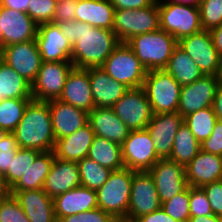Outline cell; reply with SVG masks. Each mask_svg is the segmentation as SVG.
<instances>
[{"label": "cell", "mask_w": 222, "mask_h": 222, "mask_svg": "<svg viewBox=\"0 0 222 222\" xmlns=\"http://www.w3.org/2000/svg\"><path fill=\"white\" fill-rule=\"evenodd\" d=\"M218 79H219V82L222 83V57H221L220 70L218 73Z\"/></svg>", "instance_id": "cell-59"}, {"label": "cell", "mask_w": 222, "mask_h": 222, "mask_svg": "<svg viewBox=\"0 0 222 222\" xmlns=\"http://www.w3.org/2000/svg\"><path fill=\"white\" fill-rule=\"evenodd\" d=\"M41 152L35 149L19 148L10 163V169L4 175L6 185L11 189L33 165L34 160Z\"/></svg>", "instance_id": "cell-38"}, {"label": "cell", "mask_w": 222, "mask_h": 222, "mask_svg": "<svg viewBox=\"0 0 222 222\" xmlns=\"http://www.w3.org/2000/svg\"><path fill=\"white\" fill-rule=\"evenodd\" d=\"M181 87L165 69L147 71L143 88L153 114L178 112Z\"/></svg>", "instance_id": "cell-5"}, {"label": "cell", "mask_w": 222, "mask_h": 222, "mask_svg": "<svg viewBox=\"0 0 222 222\" xmlns=\"http://www.w3.org/2000/svg\"><path fill=\"white\" fill-rule=\"evenodd\" d=\"M56 3V0H30L26 13L37 25L49 23L54 18Z\"/></svg>", "instance_id": "cell-41"}, {"label": "cell", "mask_w": 222, "mask_h": 222, "mask_svg": "<svg viewBox=\"0 0 222 222\" xmlns=\"http://www.w3.org/2000/svg\"><path fill=\"white\" fill-rule=\"evenodd\" d=\"M216 121L217 118L213 107H207L183 117V123L189 128L200 144L210 137Z\"/></svg>", "instance_id": "cell-35"}, {"label": "cell", "mask_w": 222, "mask_h": 222, "mask_svg": "<svg viewBox=\"0 0 222 222\" xmlns=\"http://www.w3.org/2000/svg\"><path fill=\"white\" fill-rule=\"evenodd\" d=\"M111 222H133L127 218H114Z\"/></svg>", "instance_id": "cell-58"}, {"label": "cell", "mask_w": 222, "mask_h": 222, "mask_svg": "<svg viewBox=\"0 0 222 222\" xmlns=\"http://www.w3.org/2000/svg\"><path fill=\"white\" fill-rule=\"evenodd\" d=\"M189 222H219V216L216 215L190 216Z\"/></svg>", "instance_id": "cell-54"}, {"label": "cell", "mask_w": 222, "mask_h": 222, "mask_svg": "<svg viewBox=\"0 0 222 222\" xmlns=\"http://www.w3.org/2000/svg\"><path fill=\"white\" fill-rule=\"evenodd\" d=\"M30 0H0V5L17 10L26 12Z\"/></svg>", "instance_id": "cell-51"}, {"label": "cell", "mask_w": 222, "mask_h": 222, "mask_svg": "<svg viewBox=\"0 0 222 222\" xmlns=\"http://www.w3.org/2000/svg\"><path fill=\"white\" fill-rule=\"evenodd\" d=\"M73 67L72 62H42L35 80L31 83L33 100L47 102L59 99Z\"/></svg>", "instance_id": "cell-11"}, {"label": "cell", "mask_w": 222, "mask_h": 222, "mask_svg": "<svg viewBox=\"0 0 222 222\" xmlns=\"http://www.w3.org/2000/svg\"><path fill=\"white\" fill-rule=\"evenodd\" d=\"M59 26L72 44L70 59L77 68L101 67L120 43L112 30L92 27L77 20L59 23Z\"/></svg>", "instance_id": "cell-1"}, {"label": "cell", "mask_w": 222, "mask_h": 222, "mask_svg": "<svg viewBox=\"0 0 222 222\" xmlns=\"http://www.w3.org/2000/svg\"><path fill=\"white\" fill-rule=\"evenodd\" d=\"M42 62H71L72 44L63 35L59 24L38 25L35 38Z\"/></svg>", "instance_id": "cell-18"}, {"label": "cell", "mask_w": 222, "mask_h": 222, "mask_svg": "<svg viewBox=\"0 0 222 222\" xmlns=\"http://www.w3.org/2000/svg\"><path fill=\"white\" fill-rule=\"evenodd\" d=\"M114 10L139 9L153 5L157 0H110Z\"/></svg>", "instance_id": "cell-49"}, {"label": "cell", "mask_w": 222, "mask_h": 222, "mask_svg": "<svg viewBox=\"0 0 222 222\" xmlns=\"http://www.w3.org/2000/svg\"><path fill=\"white\" fill-rule=\"evenodd\" d=\"M178 46L197 64L203 75H218L221 56L213 45L209 31L202 30L178 41Z\"/></svg>", "instance_id": "cell-12"}, {"label": "cell", "mask_w": 222, "mask_h": 222, "mask_svg": "<svg viewBox=\"0 0 222 222\" xmlns=\"http://www.w3.org/2000/svg\"><path fill=\"white\" fill-rule=\"evenodd\" d=\"M56 219L98 208L97 192L78 186L53 198Z\"/></svg>", "instance_id": "cell-25"}, {"label": "cell", "mask_w": 222, "mask_h": 222, "mask_svg": "<svg viewBox=\"0 0 222 222\" xmlns=\"http://www.w3.org/2000/svg\"><path fill=\"white\" fill-rule=\"evenodd\" d=\"M19 202L30 222H57L53 198L43 189L10 192Z\"/></svg>", "instance_id": "cell-27"}, {"label": "cell", "mask_w": 222, "mask_h": 222, "mask_svg": "<svg viewBox=\"0 0 222 222\" xmlns=\"http://www.w3.org/2000/svg\"><path fill=\"white\" fill-rule=\"evenodd\" d=\"M81 186L97 191L107 181L112 170L85 157L77 161Z\"/></svg>", "instance_id": "cell-36"}, {"label": "cell", "mask_w": 222, "mask_h": 222, "mask_svg": "<svg viewBox=\"0 0 222 222\" xmlns=\"http://www.w3.org/2000/svg\"><path fill=\"white\" fill-rule=\"evenodd\" d=\"M8 133H9L8 131L0 128V144H1L2 140L4 139V137H6V135Z\"/></svg>", "instance_id": "cell-57"}, {"label": "cell", "mask_w": 222, "mask_h": 222, "mask_svg": "<svg viewBox=\"0 0 222 222\" xmlns=\"http://www.w3.org/2000/svg\"><path fill=\"white\" fill-rule=\"evenodd\" d=\"M47 102L49 103L55 140L73 134L89 123L88 112L58 99Z\"/></svg>", "instance_id": "cell-20"}, {"label": "cell", "mask_w": 222, "mask_h": 222, "mask_svg": "<svg viewBox=\"0 0 222 222\" xmlns=\"http://www.w3.org/2000/svg\"><path fill=\"white\" fill-rule=\"evenodd\" d=\"M87 157L112 171L124 168L121 145L102 137L94 136Z\"/></svg>", "instance_id": "cell-33"}, {"label": "cell", "mask_w": 222, "mask_h": 222, "mask_svg": "<svg viewBox=\"0 0 222 222\" xmlns=\"http://www.w3.org/2000/svg\"><path fill=\"white\" fill-rule=\"evenodd\" d=\"M179 4L189 5V6H199L201 0H167Z\"/></svg>", "instance_id": "cell-56"}, {"label": "cell", "mask_w": 222, "mask_h": 222, "mask_svg": "<svg viewBox=\"0 0 222 222\" xmlns=\"http://www.w3.org/2000/svg\"><path fill=\"white\" fill-rule=\"evenodd\" d=\"M33 99H3L0 102V128L12 133L22 119L26 106Z\"/></svg>", "instance_id": "cell-37"}, {"label": "cell", "mask_w": 222, "mask_h": 222, "mask_svg": "<svg viewBox=\"0 0 222 222\" xmlns=\"http://www.w3.org/2000/svg\"><path fill=\"white\" fill-rule=\"evenodd\" d=\"M212 107L216 118L222 120V83L217 88Z\"/></svg>", "instance_id": "cell-52"}, {"label": "cell", "mask_w": 222, "mask_h": 222, "mask_svg": "<svg viewBox=\"0 0 222 222\" xmlns=\"http://www.w3.org/2000/svg\"><path fill=\"white\" fill-rule=\"evenodd\" d=\"M198 7L203 30L210 31L222 25V0H201Z\"/></svg>", "instance_id": "cell-40"}, {"label": "cell", "mask_w": 222, "mask_h": 222, "mask_svg": "<svg viewBox=\"0 0 222 222\" xmlns=\"http://www.w3.org/2000/svg\"><path fill=\"white\" fill-rule=\"evenodd\" d=\"M0 29L2 47L35 40L38 33V25L26 12L2 5H0Z\"/></svg>", "instance_id": "cell-14"}, {"label": "cell", "mask_w": 222, "mask_h": 222, "mask_svg": "<svg viewBox=\"0 0 222 222\" xmlns=\"http://www.w3.org/2000/svg\"><path fill=\"white\" fill-rule=\"evenodd\" d=\"M165 70L171 74L181 86L189 85L203 76L197 64L178 45L174 48Z\"/></svg>", "instance_id": "cell-32"}, {"label": "cell", "mask_w": 222, "mask_h": 222, "mask_svg": "<svg viewBox=\"0 0 222 222\" xmlns=\"http://www.w3.org/2000/svg\"><path fill=\"white\" fill-rule=\"evenodd\" d=\"M94 132L88 123L73 134L56 140L54 155L58 159L79 161L87 157L92 145Z\"/></svg>", "instance_id": "cell-28"}, {"label": "cell", "mask_w": 222, "mask_h": 222, "mask_svg": "<svg viewBox=\"0 0 222 222\" xmlns=\"http://www.w3.org/2000/svg\"><path fill=\"white\" fill-rule=\"evenodd\" d=\"M160 29L158 1L149 7L114 11L112 31L120 42Z\"/></svg>", "instance_id": "cell-8"}, {"label": "cell", "mask_w": 222, "mask_h": 222, "mask_svg": "<svg viewBox=\"0 0 222 222\" xmlns=\"http://www.w3.org/2000/svg\"><path fill=\"white\" fill-rule=\"evenodd\" d=\"M80 185L77 162L55 157L42 189L49 197L54 198Z\"/></svg>", "instance_id": "cell-23"}, {"label": "cell", "mask_w": 222, "mask_h": 222, "mask_svg": "<svg viewBox=\"0 0 222 222\" xmlns=\"http://www.w3.org/2000/svg\"><path fill=\"white\" fill-rule=\"evenodd\" d=\"M121 151L124 167L133 171H148L160 159L146 129L130 131Z\"/></svg>", "instance_id": "cell-10"}, {"label": "cell", "mask_w": 222, "mask_h": 222, "mask_svg": "<svg viewBox=\"0 0 222 222\" xmlns=\"http://www.w3.org/2000/svg\"><path fill=\"white\" fill-rule=\"evenodd\" d=\"M19 149L13 133H8L0 144V174L3 176L10 169V163Z\"/></svg>", "instance_id": "cell-44"}, {"label": "cell", "mask_w": 222, "mask_h": 222, "mask_svg": "<svg viewBox=\"0 0 222 222\" xmlns=\"http://www.w3.org/2000/svg\"><path fill=\"white\" fill-rule=\"evenodd\" d=\"M18 147L50 152L55 147L49 103L31 100L16 129L12 132Z\"/></svg>", "instance_id": "cell-2"}, {"label": "cell", "mask_w": 222, "mask_h": 222, "mask_svg": "<svg viewBox=\"0 0 222 222\" xmlns=\"http://www.w3.org/2000/svg\"><path fill=\"white\" fill-rule=\"evenodd\" d=\"M201 150L222 156V120L217 119L210 137L201 143Z\"/></svg>", "instance_id": "cell-46"}, {"label": "cell", "mask_w": 222, "mask_h": 222, "mask_svg": "<svg viewBox=\"0 0 222 222\" xmlns=\"http://www.w3.org/2000/svg\"><path fill=\"white\" fill-rule=\"evenodd\" d=\"M219 222H222V216H219Z\"/></svg>", "instance_id": "cell-61"}, {"label": "cell", "mask_w": 222, "mask_h": 222, "mask_svg": "<svg viewBox=\"0 0 222 222\" xmlns=\"http://www.w3.org/2000/svg\"><path fill=\"white\" fill-rule=\"evenodd\" d=\"M187 184L190 187H203L222 179V156L200 150L185 167Z\"/></svg>", "instance_id": "cell-24"}, {"label": "cell", "mask_w": 222, "mask_h": 222, "mask_svg": "<svg viewBox=\"0 0 222 222\" xmlns=\"http://www.w3.org/2000/svg\"><path fill=\"white\" fill-rule=\"evenodd\" d=\"M133 170L122 168L112 171L97 192L98 208L114 218H126L131 197Z\"/></svg>", "instance_id": "cell-4"}, {"label": "cell", "mask_w": 222, "mask_h": 222, "mask_svg": "<svg viewBox=\"0 0 222 222\" xmlns=\"http://www.w3.org/2000/svg\"><path fill=\"white\" fill-rule=\"evenodd\" d=\"M0 34H1V29H0ZM1 54H2V46L0 45V58H1Z\"/></svg>", "instance_id": "cell-60"}, {"label": "cell", "mask_w": 222, "mask_h": 222, "mask_svg": "<svg viewBox=\"0 0 222 222\" xmlns=\"http://www.w3.org/2000/svg\"><path fill=\"white\" fill-rule=\"evenodd\" d=\"M101 68L113 79L129 88L143 87L146 68L126 42H120Z\"/></svg>", "instance_id": "cell-7"}, {"label": "cell", "mask_w": 222, "mask_h": 222, "mask_svg": "<svg viewBox=\"0 0 222 222\" xmlns=\"http://www.w3.org/2000/svg\"><path fill=\"white\" fill-rule=\"evenodd\" d=\"M111 108L130 131L144 130L153 117L143 87L130 88Z\"/></svg>", "instance_id": "cell-9"}, {"label": "cell", "mask_w": 222, "mask_h": 222, "mask_svg": "<svg viewBox=\"0 0 222 222\" xmlns=\"http://www.w3.org/2000/svg\"><path fill=\"white\" fill-rule=\"evenodd\" d=\"M58 100L88 113L95 108L87 69H71Z\"/></svg>", "instance_id": "cell-21"}, {"label": "cell", "mask_w": 222, "mask_h": 222, "mask_svg": "<svg viewBox=\"0 0 222 222\" xmlns=\"http://www.w3.org/2000/svg\"><path fill=\"white\" fill-rule=\"evenodd\" d=\"M134 222H179L169 216L161 207L154 212L143 215L136 219Z\"/></svg>", "instance_id": "cell-50"}, {"label": "cell", "mask_w": 222, "mask_h": 222, "mask_svg": "<svg viewBox=\"0 0 222 222\" xmlns=\"http://www.w3.org/2000/svg\"><path fill=\"white\" fill-rule=\"evenodd\" d=\"M33 99L31 83L0 58V100Z\"/></svg>", "instance_id": "cell-31"}, {"label": "cell", "mask_w": 222, "mask_h": 222, "mask_svg": "<svg viewBox=\"0 0 222 222\" xmlns=\"http://www.w3.org/2000/svg\"><path fill=\"white\" fill-rule=\"evenodd\" d=\"M161 204L150 173L133 171L131 197L126 218L134 222L141 216L161 208Z\"/></svg>", "instance_id": "cell-13"}, {"label": "cell", "mask_w": 222, "mask_h": 222, "mask_svg": "<svg viewBox=\"0 0 222 222\" xmlns=\"http://www.w3.org/2000/svg\"><path fill=\"white\" fill-rule=\"evenodd\" d=\"M190 186L183 192L176 194L171 199L162 202L161 207L174 220L189 222L190 219Z\"/></svg>", "instance_id": "cell-39"}, {"label": "cell", "mask_w": 222, "mask_h": 222, "mask_svg": "<svg viewBox=\"0 0 222 222\" xmlns=\"http://www.w3.org/2000/svg\"><path fill=\"white\" fill-rule=\"evenodd\" d=\"M148 172L154 181L161 203L188 187L185 167L168 158L159 159Z\"/></svg>", "instance_id": "cell-17"}, {"label": "cell", "mask_w": 222, "mask_h": 222, "mask_svg": "<svg viewBox=\"0 0 222 222\" xmlns=\"http://www.w3.org/2000/svg\"><path fill=\"white\" fill-rule=\"evenodd\" d=\"M157 1L160 29L172 35L177 41L203 30L198 6Z\"/></svg>", "instance_id": "cell-6"}, {"label": "cell", "mask_w": 222, "mask_h": 222, "mask_svg": "<svg viewBox=\"0 0 222 222\" xmlns=\"http://www.w3.org/2000/svg\"><path fill=\"white\" fill-rule=\"evenodd\" d=\"M147 71L165 69L178 41L164 30L133 36L126 42Z\"/></svg>", "instance_id": "cell-3"}, {"label": "cell", "mask_w": 222, "mask_h": 222, "mask_svg": "<svg viewBox=\"0 0 222 222\" xmlns=\"http://www.w3.org/2000/svg\"><path fill=\"white\" fill-rule=\"evenodd\" d=\"M94 107L111 108L130 88L113 79L101 67L87 68Z\"/></svg>", "instance_id": "cell-22"}, {"label": "cell", "mask_w": 222, "mask_h": 222, "mask_svg": "<svg viewBox=\"0 0 222 222\" xmlns=\"http://www.w3.org/2000/svg\"><path fill=\"white\" fill-rule=\"evenodd\" d=\"M88 120L95 136L105 138L119 145L124 143L130 132L112 108L95 107L88 113Z\"/></svg>", "instance_id": "cell-26"}, {"label": "cell", "mask_w": 222, "mask_h": 222, "mask_svg": "<svg viewBox=\"0 0 222 222\" xmlns=\"http://www.w3.org/2000/svg\"><path fill=\"white\" fill-rule=\"evenodd\" d=\"M182 124L183 117L178 112L153 114L145 129L154 141L160 159L170 157L175 135Z\"/></svg>", "instance_id": "cell-19"}, {"label": "cell", "mask_w": 222, "mask_h": 222, "mask_svg": "<svg viewBox=\"0 0 222 222\" xmlns=\"http://www.w3.org/2000/svg\"><path fill=\"white\" fill-rule=\"evenodd\" d=\"M78 0H62L56 3L55 15L52 23H62L75 20Z\"/></svg>", "instance_id": "cell-48"}, {"label": "cell", "mask_w": 222, "mask_h": 222, "mask_svg": "<svg viewBox=\"0 0 222 222\" xmlns=\"http://www.w3.org/2000/svg\"><path fill=\"white\" fill-rule=\"evenodd\" d=\"M55 155L53 151L41 152L21 179L10 189V192L39 190L43 188Z\"/></svg>", "instance_id": "cell-30"}, {"label": "cell", "mask_w": 222, "mask_h": 222, "mask_svg": "<svg viewBox=\"0 0 222 222\" xmlns=\"http://www.w3.org/2000/svg\"><path fill=\"white\" fill-rule=\"evenodd\" d=\"M190 216L214 215L202 187H190Z\"/></svg>", "instance_id": "cell-43"}, {"label": "cell", "mask_w": 222, "mask_h": 222, "mask_svg": "<svg viewBox=\"0 0 222 222\" xmlns=\"http://www.w3.org/2000/svg\"><path fill=\"white\" fill-rule=\"evenodd\" d=\"M114 11L110 0H78L75 20L92 27L112 30Z\"/></svg>", "instance_id": "cell-29"}, {"label": "cell", "mask_w": 222, "mask_h": 222, "mask_svg": "<svg viewBox=\"0 0 222 222\" xmlns=\"http://www.w3.org/2000/svg\"><path fill=\"white\" fill-rule=\"evenodd\" d=\"M10 195V188L6 185L4 176L0 174V199Z\"/></svg>", "instance_id": "cell-55"}, {"label": "cell", "mask_w": 222, "mask_h": 222, "mask_svg": "<svg viewBox=\"0 0 222 222\" xmlns=\"http://www.w3.org/2000/svg\"><path fill=\"white\" fill-rule=\"evenodd\" d=\"M202 188L207 195L214 215L222 216V179L204 185Z\"/></svg>", "instance_id": "cell-47"}, {"label": "cell", "mask_w": 222, "mask_h": 222, "mask_svg": "<svg viewBox=\"0 0 222 222\" xmlns=\"http://www.w3.org/2000/svg\"><path fill=\"white\" fill-rule=\"evenodd\" d=\"M113 219L114 217L111 214L104 212L100 208H95L77 215L58 218L57 222H111Z\"/></svg>", "instance_id": "cell-45"}, {"label": "cell", "mask_w": 222, "mask_h": 222, "mask_svg": "<svg viewBox=\"0 0 222 222\" xmlns=\"http://www.w3.org/2000/svg\"><path fill=\"white\" fill-rule=\"evenodd\" d=\"M0 222H30L13 195L0 199Z\"/></svg>", "instance_id": "cell-42"}, {"label": "cell", "mask_w": 222, "mask_h": 222, "mask_svg": "<svg viewBox=\"0 0 222 222\" xmlns=\"http://www.w3.org/2000/svg\"><path fill=\"white\" fill-rule=\"evenodd\" d=\"M200 150L201 144L183 123L175 135L171 155L168 159L186 167Z\"/></svg>", "instance_id": "cell-34"}, {"label": "cell", "mask_w": 222, "mask_h": 222, "mask_svg": "<svg viewBox=\"0 0 222 222\" xmlns=\"http://www.w3.org/2000/svg\"><path fill=\"white\" fill-rule=\"evenodd\" d=\"M219 84L218 75H203L189 85L182 86L178 113L185 117L189 113L212 107Z\"/></svg>", "instance_id": "cell-15"}, {"label": "cell", "mask_w": 222, "mask_h": 222, "mask_svg": "<svg viewBox=\"0 0 222 222\" xmlns=\"http://www.w3.org/2000/svg\"><path fill=\"white\" fill-rule=\"evenodd\" d=\"M1 59L30 83L35 80L42 64L36 40L2 47Z\"/></svg>", "instance_id": "cell-16"}, {"label": "cell", "mask_w": 222, "mask_h": 222, "mask_svg": "<svg viewBox=\"0 0 222 222\" xmlns=\"http://www.w3.org/2000/svg\"><path fill=\"white\" fill-rule=\"evenodd\" d=\"M213 40V45L222 57V25L209 31Z\"/></svg>", "instance_id": "cell-53"}]
</instances>
